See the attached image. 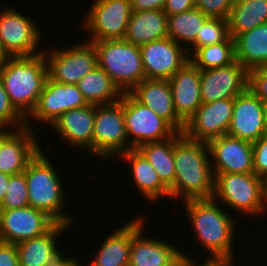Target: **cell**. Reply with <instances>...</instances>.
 I'll return each instance as SVG.
<instances>
[{
  "label": "cell",
  "mask_w": 267,
  "mask_h": 266,
  "mask_svg": "<svg viewBox=\"0 0 267 266\" xmlns=\"http://www.w3.org/2000/svg\"><path fill=\"white\" fill-rule=\"evenodd\" d=\"M213 199L228 211L241 213L240 218L248 216L257 220L267 216L263 201V178L251 173H225L214 175ZM231 209V210H230ZM264 215V216H263ZM260 216V217H259ZM258 217V218H257Z\"/></svg>",
  "instance_id": "5b68a950"
},
{
  "label": "cell",
  "mask_w": 267,
  "mask_h": 266,
  "mask_svg": "<svg viewBox=\"0 0 267 266\" xmlns=\"http://www.w3.org/2000/svg\"><path fill=\"white\" fill-rule=\"evenodd\" d=\"M0 127L21 129L26 127V119L15 109L0 78Z\"/></svg>",
  "instance_id": "d590c367"
},
{
  "label": "cell",
  "mask_w": 267,
  "mask_h": 266,
  "mask_svg": "<svg viewBox=\"0 0 267 266\" xmlns=\"http://www.w3.org/2000/svg\"><path fill=\"white\" fill-rule=\"evenodd\" d=\"M265 129H266V134H267V105H265Z\"/></svg>",
  "instance_id": "681fc988"
},
{
  "label": "cell",
  "mask_w": 267,
  "mask_h": 266,
  "mask_svg": "<svg viewBox=\"0 0 267 266\" xmlns=\"http://www.w3.org/2000/svg\"><path fill=\"white\" fill-rule=\"evenodd\" d=\"M63 253L65 254V252L62 250V252L46 266H79L81 263H83L80 261L79 257L68 256V254L66 257Z\"/></svg>",
  "instance_id": "7bdbcfd3"
},
{
  "label": "cell",
  "mask_w": 267,
  "mask_h": 266,
  "mask_svg": "<svg viewBox=\"0 0 267 266\" xmlns=\"http://www.w3.org/2000/svg\"><path fill=\"white\" fill-rule=\"evenodd\" d=\"M168 82L175 111L186 122L202 105L201 70L189 60Z\"/></svg>",
  "instance_id": "7402d4cb"
},
{
  "label": "cell",
  "mask_w": 267,
  "mask_h": 266,
  "mask_svg": "<svg viewBox=\"0 0 267 266\" xmlns=\"http://www.w3.org/2000/svg\"><path fill=\"white\" fill-rule=\"evenodd\" d=\"M165 3L166 0H131V9L133 12L163 9Z\"/></svg>",
  "instance_id": "b9f144b4"
},
{
  "label": "cell",
  "mask_w": 267,
  "mask_h": 266,
  "mask_svg": "<svg viewBox=\"0 0 267 266\" xmlns=\"http://www.w3.org/2000/svg\"><path fill=\"white\" fill-rule=\"evenodd\" d=\"M47 77L43 53L8 57L0 64V78L9 100L25 119L35 109Z\"/></svg>",
  "instance_id": "277c9868"
},
{
  "label": "cell",
  "mask_w": 267,
  "mask_h": 266,
  "mask_svg": "<svg viewBox=\"0 0 267 266\" xmlns=\"http://www.w3.org/2000/svg\"><path fill=\"white\" fill-rule=\"evenodd\" d=\"M35 131L28 127L17 129L3 143L0 150V172L17 175L26 170L27 164L44 148Z\"/></svg>",
  "instance_id": "603a6c76"
},
{
  "label": "cell",
  "mask_w": 267,
  "mask_h": 266,
  "mask_svg": "<svg viewBox=\"0 0 267 266\" xmlns=\"http://www.w3.org/2000/svg\"><path fill=\"white\" fill-rule=\"evenodd\" d=\"M193 8H195V0H166L163 10L167 16H171Z\"/></svg>",
  "instance_id": "60d3db41"
},
{
  "label": "cell",
  "mask_w": 267,
  "mask_h": 266,
  "mask_svg": "<svg viewBox=\"0 0 267 266\" xmlns=\"http://www.w3.org/2000/svg\"><path fill=\"white\" fill-rule=\"evenodd\" d=\"M123 114L129 149L148 142L164 141L177 133L167 121L138 102L129 92L123 93Z\"/></svg>",
  "instance_id": "7c38bea8"
},
{
  "label": "cell",
  "mask_w": 267,
  "mask_h": 266,
  "mask_svg": "<svg viewBox=\"0 0 267 266\" xmlns=\"http://www.w3.org/2000/svg\"><path fill=\"white\" fill-rule=\"evenodd\" d=\"M84 40L83 43L82 40H78L76 44H70L65 48H61L59 44L55 48L48 45L44 47L48 78L57 83L76 85L98 65L93 43Z\"/></svg>",
  "instance_id": "ba28073f"
},
{
  "label": "cell",
  "mask_w": 267,
  "mask_h": 266,
  "mask_svg": "<svg viewBox=\"0 0 267 266\" xmlns=\"http://www.w3.org/2000/svg\"><path fill=\"white\" fill-rule=\"evenodd\" d=\"M173 158L175 180L169 189L170 199H181L182 203L186 200L212 198L214 174L207 142L193 140L182 134L174 142Z\"/></svg>",
  "instance_id": "7a4b0ae2"
},
{
  "label": "cell",
  "mask_w": 267,
  "mask_h": 266,
  "mask_svg": "<svg viewBox=\"0 0 267 266\" xmlns=\"http://www.w3.org/2000/svg\"><path fill=\"white\" fill-rule=\"evenodd\" d=\"M230 37L228 20L209 17L202 25L195 41L187 48L191 57L199 48L226 41Z\"/></svg>",
  "instance_id": "836d02e7"
},
{
  "label": "cell",
  "mask_w": 267,
  "mask_h": 266,
  "mask_svg": "<svg viewBox=\"0 0 267 266\" xmlns=\"http://www.w3.org/2000/svg\"><path fill=\"white\" fill-rule=\"evenodd\" d=\"M56 222L44 211L26 206L2 209L0 241L18 244L46 233Z\"/></svg>",
  "instance_id": "e0dca14e"
},
{
  "label": "cell",
  "mask_w": 267,
  "mask_h": 266,
  "mask_svg": "<svg viewBox=\"0 0 267 266\" xmlns=\"http://www.w3.org/2000/svg\"><path fill=\"white\" fill-rule=\"evenodd\" d=\"M190 60L200 69L208 70L230 65L235 61L234 39L199 48Z\"/></svg>",
  "instance_id": "d6a6232c"
},
{
  "label": "cell",
  "mask_w": 267,
  "mask_h": 266,
  "mask_svg": "<svg viewBox=\"0 0 267 266\" xmlns=\"http://www.w3.org/2000/svg\"><path fill=\"white\" fill-rule=\"evenodd\" d=\"M238 264V261L236 264H215L213 266H236Z\"/></svg>",
  "instance_id": "f907efd6"
},
{
  "label": "cell",
  "mask_w": 267,
  "mask_h": 266,
  "mask_svg": "<svg viewBox=\"0 0 267 266\" xmlns=\"http://www.w3.org/2000/svg\"><path fill=\"white\" fill-rule=\"evenodd\" d=\"M101 67L123 92H130L146 79L140 48L124 39L92 42Z\"/></svg>",
  "instance_id": "8992f818"
},
{
  "label": "cell",
  "mask_w": 267,
  "mask_h": 266,
  "mask_svg": "<svg viewBox=\"0 0 267 266\" xmlns=\"http://www.w3.org/2000/svg\"><path fill=\"white\" fill-rule=\"evenodd\" d=\"M86 105L88 103L77 85L57 83L47 77L35 109L26 118V127L35 130L33 121H30L34 120L48 128L64 112Z\"/></svg>",
  "instance_id": "4fadbf2b"
},
{
  "label": "cell",
  "mask_w": 267,
  "mask_h": 266,
  "mask_svg": "<svg viewBox=\"0 0 267 266\" xmlns=\"http://www.w3.org/2000/svg\"><path fill=\"white\" fill-rule=\"evenodd\" d=\"M10 176L11 175L9 174L0 172V203L7 193V186L9 184Z\"/></svg>",
  "instance_id": "ee69618b"
},
{
  "label": "cell",
  "mask_w": 267,
  "mask_h": 266,
  "mask_svg": "<svg viewBox=\"0 0 267 266\" xmlns=\"http://www.w3.org/2000/svg\"><path fill=\"white\" fill-rule=\"evenodd\" d=\"M46 152L41 149L23 172L27 180L29 205L44 211L56 223L72 226L75 224L73 214H68V210L65 212L67 201L62 180L65 178L61 177Z\"/></svg>",
  "instance_id": "3957f363"
},
{
  "label": "cell",
  "mask_w": 267,
  "mask_h": 266,
  "mask_svg": "<svg viewBox=\"0 0 267 266\" xmlns=\"http://www.w3.org/2000/svg\"><path fill=\"white\" fill-rule=\"evenodd\" d=\"M234 98L202 103L185 122L183 134L190 139L205 141L227 134L232 120Z\"/></svg>",
  "instance_id": "9a60e30c"
},
{
  "label": "cell",
  "mask_w": 267,
  "mask_h": 266,
  "mask_svg": "<svg viewBox=\"0 0 267 266\" xmlns=\"http://www.w3.org/2000/svg\"><path fill=\"white\" fill-rule=\"evenodd\" d=\"M168 37V16L163 9L132 12L124 40L137 46Z\"/></svg>",
  "instance_id": "4316f807"
},
{
  "label": "cell",
  "mask_w": 267,
  "mask_h": 266,
  "mask_svg": "<svg viewBox=\"0 0 267 266\" xmlns=\"http://www.w3.org/2000/svg\"><path fill=\"white\" fill-rule=\"evenodd\" d=\"M248 88V70L238 61L228 66L201 70L202 103L235 98Z\"/></svg>",
  "instance_id": "ac0fdd59"
},
{
  "label": "cell",
  "mask_w": 267,
  "mask_h": 266,
  "mask_svg": "<svg viewBox=\"0 0 267 266\" xmlns=\"http://www.w3.org/2000/svg\"><path fill=\"white\" fill-rule=\"evenodd\" d=\"M235 60L248 71L267 67V23L234 38Z\"/></svg>",
  "instance_id": "83f0119b"
},
{
  "label": "cell",
  "mask_w": 267,
  "mask_h": 266,
  "mask_svg": "<svg viewBox=\"0 0 267 266\" xmlns=\"http://www.w3.org/2000/svg\"><path fill=\"white\" fill-rule=\"evenodd\" d=\"M106 234L88 266H128L132 244V218Z\"/></svg>",
  "instance_id": "484cf974"
},
{
  "label": "cell",
  "mask_w": 267,
  "mask_h": 266,
  "mask_svg": "<svg viewBox=\"0 0 267 266\" xmlns=\"http://www.w3.org/2000/svg\"><path fill=\"white\" fill-rule=\"evenodd\" d=\"M248 89L267 105V67L248 71Z\"/></svg>",
  "instance_id": "74e56055"
},
{
  "label": "cell",
  "mask_w": 267,
  "mask_h": 266,
  "mask_svg": "<svg viewBox=\"0 0 267 266\" xmlns=\"http://www.w3.org/2000/svg\"><path fill=\"white\" fill-rule=\"evenodd\" d=\"M182 134L177 132L167 140L144 143L137 148L154 167L159 179L168 189L173 186L175 180L173 145Z\"/></svg>",
  "instance_id": "f546056e"
},
{
  "label": "cell",
  "mask_w": 267,
  "mask_h": 266,
  "mask_svg": "<svg viewBox=\"0 0 267 266\" xmlns=\"http://www.w3.org/2000/svg\"><path fill=\"white\" fill-rule=\"evenodd\" d=\"M202 259H199L197 261H191V260H183L181 261L177 266H213L214 264L203 262Z\"/></svg>",
  "instance_id": "bcb514c9"
},
{
  "label": "cell",
  "mask_w": 267,
  "mask_h": 266,
  "mask_svg": "<svg viewBox=\"0 0 267 266\" xmlns=\"http://www.w3.org/2000/svg\"><path fill=\"white\" fill-rule=\"evenodd\" d=\"M128 150L129 140L123 114V95L116 102L95 105L92 159L97 161H107L114 157L118 159L121 153Z\"/></svg>",
  "instance_id": "52a82bcc"
},
{
  "label": "cell",
  "mask_w": 267,
  "mask_h": 266,
  "mask_svg": "<svg viewBox=\"0 0 267 266\" xmlns=\"http://www.w3.org/2000/svg\"><path fill=\"white\" fill-rule=\"evenodd\" d=\"M92 1L80 21V28L89 35L87 41L123 39L133 12L131 0Z\"/></svg>",
  "instance_id": "8fae6325"
},
{
  "label": "cell",
  "mask_w": 267,
  "mask_h": 266,
  "mask_svg": "<svg viewBox=\"0 0 267 266\" xmlns=\"http://www.w3.org/2000/svg\"><path fill=\"white\" fill-rule=\"evenodd\" d=\"M0 205L2 209H16L29 206L28 186L24 173L10 176L7 193Z\"/></svg>",
  "instance_id": "e575fe53"
},
{
  "label": "cell",
  "mask_w": 267,
  "mask_h": 266,
  "mask_svg": "<svg viewBox=\"0 0 267 266\" xmlns=\"http://www.w3.org/2000/svg\"><path fill=\"white\" fill-rule=\"evenodd\" d=\"M263 23H267V0H235L228 17L233 39Z\"/></svg>",
  "instance_id": "4dcf8cb0"
},
{
  "label": "cell",
  "mask_w": 267,
  "mask_h": 266,
  "mask_svg": "<svg viewBox=\"0 0 267 266\" xmlns=\"http://www.w3.org/2000/svg\"><path fill=\"white\" fill-rule=\"evenodd\" d=\"M143 214L132 218V244L128 266H177L184 259L198 261L199 258L192 256L191 253L187 255L183 247L178 248L174 240L171 244L172 241H168V238L166 242L157 238L156 234L155 238L145 235V226L148 224H146L147 217L144 212Z\"/></svg>",
  "instance_id": "30bf717a"
},
{
  "label": "cell",
  "mask_w": 267,
  "mask_h": 266,
  "mask_svg": "<svg viewBox=\"0 0 267 266\" xmlns=\"http://www.w3.org/2000/svg\"><path fill=\"white\" fill-rule=\"evenodd\" d=\"M70 228L69 225L55 223L46 233L16 244L19 266H46L62 252L59 239L64 233L68 234Z\"/></svg>",
  "instance_id": "d4e9b609"
},
{
  "label": "cell",
  "mask_w": 267,
  "mask_h": 266,
  "mask_svg": "<svg viewBox=\"0 0 267 266\" xmlns=\"http://www.w3.org/2000/svg\"><path fill=\"white\" fill-rule=\"evenodd\" d=\"M2 206L0 205V226H1Z\"/></svg>",
  "instance_id": "816d5d0a"
},
{
  "label": "cell",
  "mask_w": 267,
  "mask_h": 266,
  "mask_svg": "<svg viewBox=\"0 0 267 266\" xmlns=\"http://www.w3.org/2000/svg\"><path fill=\"white\" fill-rule=\"evenodd\" d=\"M95 123V105L74 108L64 112L49 126L60 142L68 144L67 147L86 151L92 158V137Z\"/></svg>",
  "instance_id": "d6986e66"
},
{
  "label": "cell",
  "mask_w": 267,
  "mask_h": 266,
  "mask_svg": "<svg viewBox=\"0 0 267 266\" xmlns=\"http://www.w3.org/2000/svg\"><path fill=\"white\" fill-rule=\"evenodd\" d=\"M7 58L8 56L5 54L0 44V64H2Z\"/></svg>",
  "instance_id": "c3c4849f"
},
{
  "label": "cell",
  "mask_w": 267,
  "mask_h": 266,
  "mask_svg": "<svg viewBox=\"0 0 267 266\" xmlns=\"http://www.w3.org/2000/svg\"><path fill=\"white\" fill-rule=\"evenodd\" d=\"M0 9V44L8 57L33 56L43 53V36L35 19L12 6ZM44 34V35H43Z\"/></svg>",
  "instance_id": "9c48e42d"
},
{
  "label": "cell",
  "mask_w": 267,
  "mask_h": 266,
  "mask_svg": "<svg viewBox=\"0 0 267 266\" xmlns=\"http://www.w3.org/2000/svg\"><path fill=\"white\" fill-rule=\"evenodd\" d=\"M0 266H19L16 244L0 241Z\"/></svg>",
  "instance_id": "ab89813d"
},
{
  "label": "cell",
  "mask_w": 267,
  "mask_h": 266,
  "mask_svg": "<svg viewBox=\"0 0 267 266\" xmlns=\"http://www.w3.org/2000/svg\"><path fill=\"white\" fill-rule=\"evenodd\" d=\"M263 201L267 210V176L263 178Z\"/></svg>",
  "instance_id": "7dc6e473"
},
{
  "label": "cell",
  "mask_w": 267,
  "mask_h": 266,
  "mask_svg": "<svg viewBox=\"0 0 267 266\" xmlns=\"http://www.w3.org/2000/svg\"><path fill=\"white\" fill-rule=\"evenodd\" d=\"M264 118L265 104L247 88L234 98L227 134L254 142L266 134Z\"/></svg>",
  "instance_id": "ffe728a7"
},
{
  "label": "cell",
  "mask_w": 267,
  "mask_h": 266,
  "mask_svg": "<svg viewBox=\"0 0 267 266\" xmlns=\"http://www.w3.org/2000/svg\"><path fill=\"white\" fill-rule=\"evenodd\" d=\"M17 129H12L9 127H0V150L3 143L16 131Z\"/></svg>",
  "instance_id": "f6af8a7d"
},
{
  "label": "cell",
  "mask_w": 267,
  "mask_h": 266,
  "mask_svg": "<svg viewBox=\"0 0 267 266\" xmlns=\"http://www.w3.org/2000/svg\"><path fill=\"white\" fill-rule=\"evenodd\" d=\"M207 145L214 175L254 172L252 142L225 134Z\"/></svg>",
  "instance_id": "2e32d148"
},
{
  "label": "cell",
  "mask_w": 267,
  "mask_h": 266,
  "mask_svg": "<svg viewBox=\"0 0 267 266\" xmlns=\"http://www.w3.org/2000/svg\"><path fill=\"white\" fill-rule=\"evenodd\" d=\"M182 207L183 212H186L185 218L189 219L188 223L193 227L190 228L195 233V239L202 245L199 247L204 248L205 255H208L202 258L203 262L214 265L235 264L237 250L234 242L238 238L235 233H238L237 226L240 227L238 223L241 224L239 216L237 222V215L229 213L213 198L186 200Z\"/></svg>",
  "instance_id": "6da1fadb"
},
{
  "label": "cell",
  "mask_w": 267,
  "mask_h": 266,
  "mask_svg": "<svg viewBox=\"0 0 267 266\" xmlns=\"http://www.w3.org/2000/svg\"><path fill=\"white\" fill-rule=\"evenodd\" d=\"M88 104H108L121 99L123 92L98 65L77 84Z\"/></svg>",
  "instance_id": "f1b7e54d"
},
{
  "label": "cell",
  "mask_w": 267,
  "mask_h": 266,
  "mask_svg": "<svg viewBox=\"0 0 267 266\" xmlns=\"http://www.w3.org/2000/svg\"><path fill=\"white\" fill-rule=\"evenodd\" d=\"M138 102L152 109L177 132L182 133L185 122L177 115L168 79H145L129 92Z\"/></svg>",
  "instance_id": "44dd1931"
},
{
  "label": "cell",
  "mask_w": 267,
  "mask_h": 266,
  "mask_svg": "<svg viewBox=\"0 0 267 266\" xmlns=\"http://www.w3.org/2000/svg\"><path fill=\"white\" fill-rule=\"evenodd\" d=\"M253 145V169L261 178L267 176V134L252 142Z\"/></svg>",
  "instance_id": "f35d334b"
},
{
  "label": "cell",
  "mask_w": 267,
  "mask_h": 266,
  "mask_svg": "<svg viewBox=\"0 0 267 266\" xmlns=\"http://www.w3.org/2000/svg\"><path fill=\"white\" fill-rule=\"evenodd\" d=\"M235 0H195V7L211 18L228 20Z\"/></svg>",
  "instance_id": "8d00e7d4"
},
{
  "label": "cell",
  "mask_w": 267,
  "mask_h": 266,
  "mask_svg": "<svg viewBox=\"0 0 267 266\" xmlns=\"http://www.w3.org/2000/svg\"><path fill=\"white\" fill-rule=\"evenodd\" d=\"M208 18L196 7L168 16V37L187 49L195 41L198 32Z\"/></svg>",
  "instance_id": "1f68e13d"
},
{
  "label": "cell",
  "mask_w": 267,
  "mask_h": 266,
  "mask_svg": "<svg viewBox=\"0 0 267 266\" xmlns=\"http://www.w3.org/2000/svg\"><path fill=\"white\" fill-rule=\"evenodd\" d=\"M139 48L146 79H170L190 60L187 49L169 37Z\"/></svg>",
  "instance_id": "5bb4252c"
},
{
  "label": "cell",
  "mask_w": 267,
  "mask_h": 266,
  "mask_svg": "<svg viewBox=\"0 0 267 266\" xmlns=\"http://www.w3.org/2000/svg\"><path fill=\"white\" fill-rule=\"evenodd\" d=\"M119 159H122V163H127L130 167L131 176L133 180V185L138 189V192L143 196L142 198L146 199L148 203H158L163 198L170 199L169 189L161 182L159 176L146 159V157L137 149L132 148L127 152L121 153ZM157 200V201H156Z\"/></svg>",
  "instance_id": "cb8c5ba5"
}]
</instances>
